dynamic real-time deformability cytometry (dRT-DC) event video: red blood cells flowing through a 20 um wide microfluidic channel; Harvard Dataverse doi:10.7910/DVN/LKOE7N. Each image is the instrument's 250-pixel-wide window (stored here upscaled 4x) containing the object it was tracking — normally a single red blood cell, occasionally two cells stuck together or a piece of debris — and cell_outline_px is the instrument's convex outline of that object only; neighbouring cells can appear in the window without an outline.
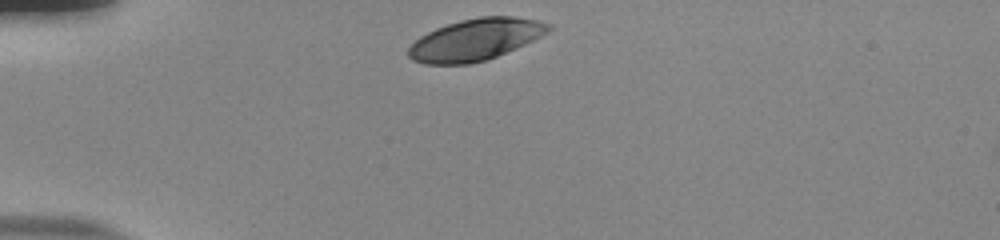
{"species": "human", "species_latin": "Homo sapiens", "temperature_condition": "room temperature", "stored_images_in_passage": 32, "camera_frame_rate_fps": 3000, "um_per_image_px": 0.085, "donor": {"sex": "male"}, "frame": {"image": 1, "passage_image": 1, "time_ms": 0.0, "image_size_px": [1000, 240], "cell_outline_px": [[552, 28], [548, 32], [524, 44], [496, 56], [484, 60], [468, 64], [424, 64], [412, 60], [408, 56], [408, 48], [420, 36], [436, 28], [460, 20], [480, 16], [512, 16], [536, 20], [552, 24]], "centroid_in_image_um": [40.39, 3.36], "position_along_channel_um": 44.6, "area_um2": 33.7}}
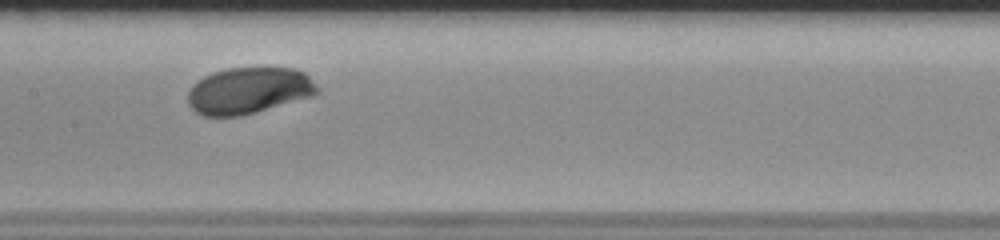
{"frame": {"image": 2, "passage_image": 15, "time_ms": 4.667, "image_size_px": [1000, 240], "cell_outline_px": [[320, 92], [312, 96], [240, 116], [204, 116], [196, 112], [188, 104], [188, 92], [192, 84], [196, 80], [212, 72], [228, 68], [296, 68], [304, 72], [320, 88]], "centroid_in_image_um": [21.13, 7.69], "position_along_channel_um": 186.3, "area_um2": 35.08}}
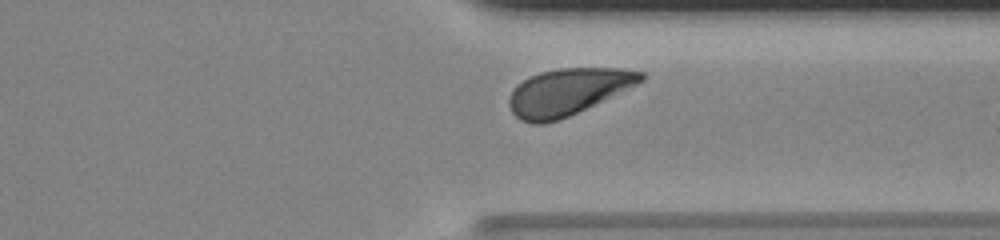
{"frame": {"image": 3, "passage_image": 29, "time_ms": 9.333, "image_size_px": [1000, 240], "cell_outline_px": [[648, 76], [644, 80], [636, 84], [568, 116], [544, 124], [532, 124], [520, 120], [512, 112], [508, 104], [508, 100], [516, 84], [540, 72], [560, 68], [624, 68], [644, 72]], "centroid_in_image_um": [48.25, 7.79], "position_along_channel_um": 363.2, "area_um2": 35.43}, "authors_computed_cell_mechanics": {"area_um2": 35.5181, "velocity_mm_per_s": 3.7837, "shape_relaxation_time_tau1_ms": 2.404, "shape_relaxation_time_tau2_ms": null, "deformation_change_tau1": 0.1466, "deformation_change_tau2": null}}